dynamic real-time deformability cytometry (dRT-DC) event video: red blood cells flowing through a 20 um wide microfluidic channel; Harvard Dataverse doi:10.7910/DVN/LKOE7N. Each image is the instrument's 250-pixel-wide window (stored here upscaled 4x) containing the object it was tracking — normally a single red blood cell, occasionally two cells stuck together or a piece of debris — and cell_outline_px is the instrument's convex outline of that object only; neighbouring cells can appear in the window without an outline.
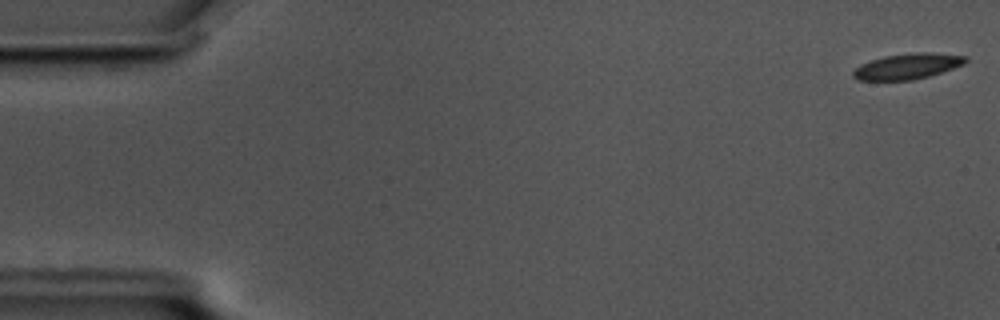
{"species": "common noctule bat (a hibernating species)", "species_latin": "Nyctalus noctula", "temperature_condition": "cold", "stored_images_in_passage": 17, "camera_frame_rate_fps": 3000, "um_per_image_px": 0.085, "animal": {"sex": "male", "body_mass_g": 17.5, "forearm_length_mm": 52.3}, "frame": {"image": 1, "passage_image": 1, "time_ms": 0.0, "image_size_px": [1000, 320], "cell_outline_px": [[968, 60], [964, 64], [928, 76], [912, 80], [856, 80], [852, 76], [852, 72], [860, 64], [884, 56], [916, 52], [932, 52], [968, 56]], "centroid_in_image_um": [77.13, 5.63], "position_along_channel_um": 7.9, "area_um2": 16.76}}